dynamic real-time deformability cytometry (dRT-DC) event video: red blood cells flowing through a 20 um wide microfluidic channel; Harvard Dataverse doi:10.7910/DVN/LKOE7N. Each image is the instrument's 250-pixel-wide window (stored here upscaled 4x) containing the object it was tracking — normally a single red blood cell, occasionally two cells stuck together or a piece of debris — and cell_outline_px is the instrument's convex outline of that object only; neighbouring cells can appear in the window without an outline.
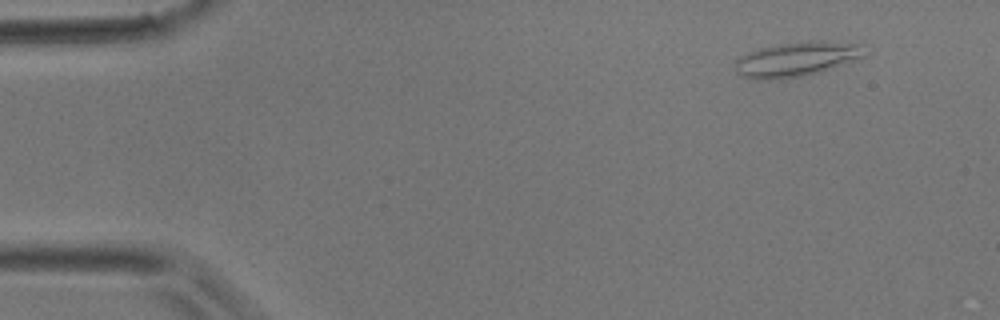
{"species": "common noctule bat (a hibernating species)", "species_latin": "Nyctalus noctula", "temperature_condition": "room temperature", "stored_images_in_passage": 3, "camera_frame_rate_fps": 3000, "um_per_image_px": 0.085, "animal": {"sex": "male", "body_mass_g": 17.9}, "frame": {"image": 1, "passage_image": 3, "time_ms": 0.667, "image_size_px": [1000, 320], "cell_outline_px": [[868, 44], [864, 56], [820, 72], [804, 76], [776, 80], [760, 80], [744, 76], [736, 72], [736, 60], [740, 56], [748, 52], [760, 48], [780, 44], [808, 40], [824, 40]], "centroid_in_image_um": [67.77, 5.01], "position_along_channel_um": 17.2, "area_um2": 26.41}}